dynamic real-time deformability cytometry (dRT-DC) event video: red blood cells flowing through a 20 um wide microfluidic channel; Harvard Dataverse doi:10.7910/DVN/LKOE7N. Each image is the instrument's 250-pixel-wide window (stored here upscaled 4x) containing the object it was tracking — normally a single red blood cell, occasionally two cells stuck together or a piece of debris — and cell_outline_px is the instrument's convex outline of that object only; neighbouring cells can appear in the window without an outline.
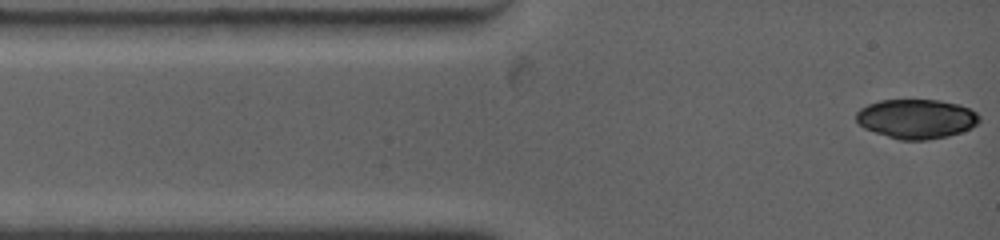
{"species": "common noctule bat (a hibernating species)", "species_latin": "Nyctalus noctula", "temperature_condition": "warm", "stored_images_in_passage": 4, "camera_frame_rate_fps": 4500, "um_per_image_px": 0.085, "animal": {"sex": "female", "body_mass_g": 19.0, "forearm_length_mm": 53.3}, "frame": {"image": 1, "passage_image": 1, "time_ms": 0.0, "image_size_px": [1000, 240], "cell_outline_px": [[980, 120], [972, 128], [948, 136], [924, 140], [900, 140], [864, 128], [856, 120], [856, 112], [860, 108], [868, 104], [880, 100], [940, 100], [960, 104], [976, 112], [980, 116]], "centroid_in_image_um": [77.91, 10.09], "position_along_channel_um": 7.1, "area_um2": 28.26}}